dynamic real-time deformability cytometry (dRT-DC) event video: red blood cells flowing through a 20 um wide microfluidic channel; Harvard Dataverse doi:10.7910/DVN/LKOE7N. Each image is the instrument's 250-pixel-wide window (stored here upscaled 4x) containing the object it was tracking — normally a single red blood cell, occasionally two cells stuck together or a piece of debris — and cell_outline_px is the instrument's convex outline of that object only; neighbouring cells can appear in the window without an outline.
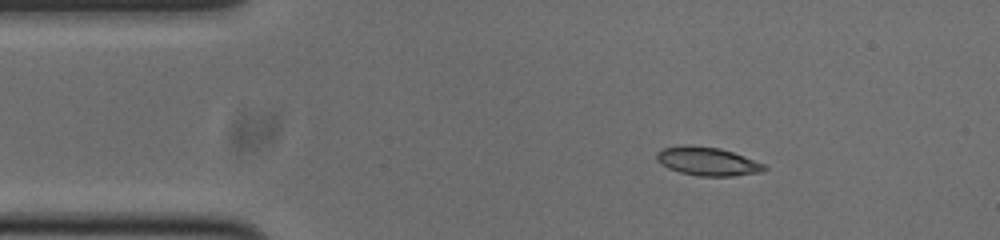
{"species": "common noctule bat (a hibernating species)", "species_latin": "Nyctalus noctula", "temperature_condition": "cold", "stored_images_in_passage": 46, "camera_frame_rate_fps": 3000, "um_per_image_px": 0.085, "animal": {"sex": "male", "body_mass_g": 20.0, "forearm_length_mm": 53.3}, "frame": {"image": 1, "passage_image": 1, "time_ms": 0.0, "image_size_px": [1000, 240], "cell_outline_px": [[768, 168], [760, 172], [732, 176], [700, 176], [680, 172], [668, 168], [660, 164], [656, 160], [656, 152], [664, 148], [684, 144], [688, 144], [720, 148], [732, 152], [764, 164]], "centroid_in_image_um": [60.09, 13.7], "position_along_channel_um": 24.9, "area_um2": 17.86}}
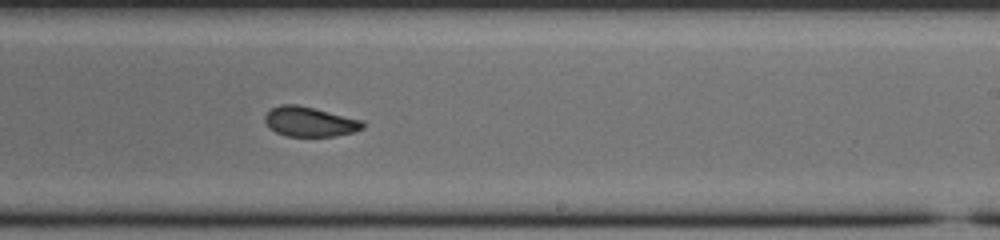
{"frame": {"image": 2, "passage_image": 24, "time_ms": 7.667, "image_size_px": [1000, 240], "cell_outline_px": [[368, 124], [364, 128], [352, 132], [336, 136], [284, 136], [276, 132], [264, 120], [264, 116], [272, 108], [280, 104], [296, 104], [364, 120]], "centroid_in_image_um": [26.38, 10.34], "position_along_channel_um": 262.6, "area_um2": 16.99}}
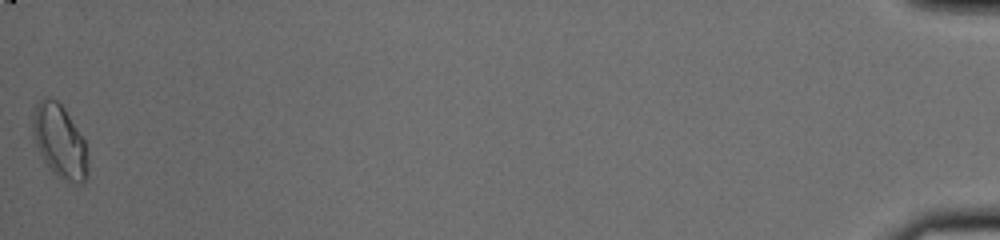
{"frame": {"image": 3, "passage_image": 46, "time_ms": 15.0, "image_size_px": [1000, 240], "cell_outline_px": [[88, 176], [80, 184], [72, 184], [56, 176], [52, 172], [44, 160], [32, 136], [28, 116], [36, 104], [40, 100], [56, 100], [64, 108], [84, 140], [88, 156]], "centroid_in_image_um": [5.04, 12.03], "position_along_channel_um": 430.2, "area_um2": 23.87}, "authors_computed_cell_mechanics": {"area_um2": 17.918, "velocity_mm_per_s": 3.7666, "shape_relaxation_time_tau1_ms": 10.546, "shape_relaxation_time_tau2_ms": 1.7742, "deformation_change_tau1": 0.1449, "deformation_change_tau2": 0.0521}}